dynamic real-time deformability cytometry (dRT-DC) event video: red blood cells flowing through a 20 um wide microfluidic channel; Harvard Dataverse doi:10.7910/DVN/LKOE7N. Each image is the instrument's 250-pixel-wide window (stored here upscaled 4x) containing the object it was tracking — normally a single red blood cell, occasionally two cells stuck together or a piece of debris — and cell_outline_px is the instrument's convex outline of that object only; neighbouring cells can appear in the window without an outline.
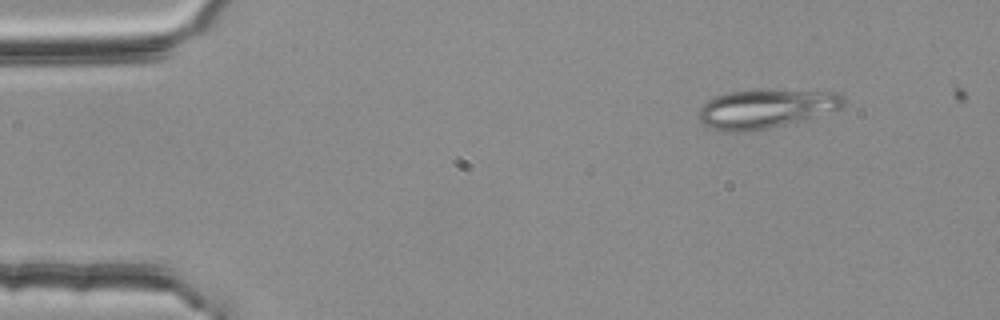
{"species": "common noctule bat (a hibernating species)", "species_latin": "Nyctalus noctula", "temperature_condition": "room temperature", "stored_images_in_passage": 50, "segment_of_instrument_passage": [1, 2], "camera_frame_rate_fps": 3000, "um_per_image_px": 0.085, "animal": {"sex": "female", "body_mass_g": 25.1}, "frame": {"image": 1, "passage_image": 1, "time_ms": 0.0, "image_size_px": [1000, 320], "cell_outline_px": [[844, 104], [840, 108], [800, 120], [768, 128], [748, 132], [724, 132], [712, 128], [704, 124], [700, 120], [700, 108], [708, 100], [716, 96], [728, 92], [840, 92], [844, 100]], "centroid_in_image_um": [65.03, 9.28], "position_along_channel_um": 20.0, "area_um2": 31.39}}
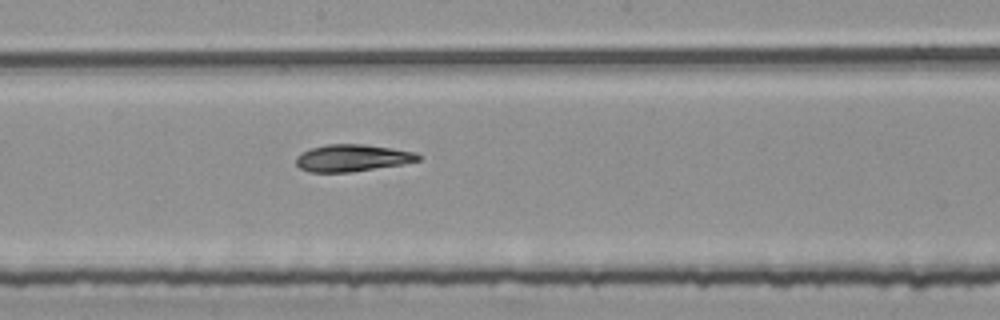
{"frame": {"image": 2, "passage_image": 24, "time_ms": 7.667, "image_size_px": [1000, 320], "cell_outline_px": [[420, 160], [400, 164], [348, 172], [308, 172], [300, 168], [296, 164], [296, 156], [300, 152], [324, 144], [364, 144], [392, 148], [416, 152], [420, 156]], "centroid_in_image_um": [29.89, 13.41], "position_along_channel_um": 218.3, "area_um2": 19.13}}
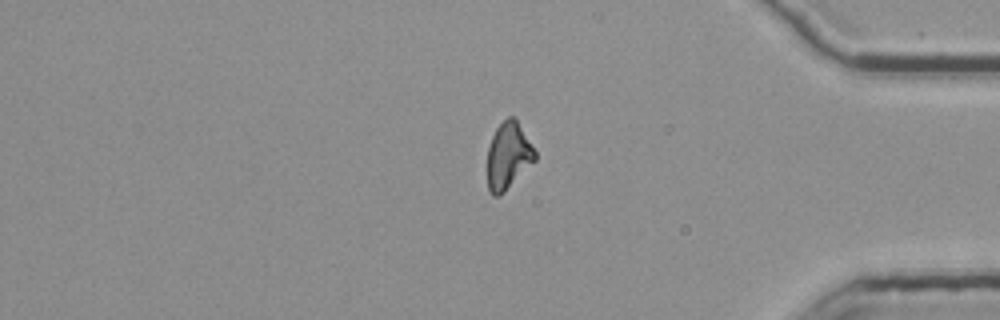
{"frame": {"image": 3, "passage_image": 40, "time_ms": 13.0, "image_size_px": [1000, 320], "cell_outline_px": [[536, 160], [500, 196], [492, 196], [488, 188], [488, 148], [492, 136], [496, 128], [508, 116], [516, 116], [536, 152]], "centroid_in_image_um": [43.21, 13.22], "position_along_channel_um": 392.0, "area_um2": 18.61}}